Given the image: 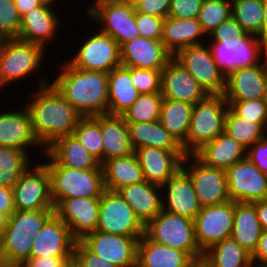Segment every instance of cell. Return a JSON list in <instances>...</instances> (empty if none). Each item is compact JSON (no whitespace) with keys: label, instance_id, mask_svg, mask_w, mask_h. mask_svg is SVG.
<instances>
[{"label":"cell","instance_id":"obj_1","mask_svg":"<svg viewBox=\"0 0 267 267\" xmlns=\"http://www.w3.org/2000/svg\"><path fill=\"white\" fill-rule=\"evenodd\" d=\"M46 81L40 78L34 98L25 104L33 133L44 149L62 136L73 135L82 118L58 90Z\"/></svg>","mask_w":267,"mask_h":267},{"label":"cell","instance_id":"obj_2","mask_svg":"<svg viewBox=\"0 0 267 267\" xmlns=\"http://www.w3.org/2000/svg\"><path fill=\"white\" fill-rule=\"evenodd\" d=\"M66 61L50 83L82 117L108 114V73L82 70Z\"/></svg>","mask_w":267,"mask_h":267},{"label":"cell","instance_id":"obj_3","mask_svg":"<svg viewBox=\"0 0 267 267\" xmlns=\"http://www.w3.org/2000/svg\"><path fill=\"white\" fill-rule=\"evenodd\" d=\"M42 163L50 175L51 198L54 206L62 199L101 197L106 190L102 169L80 170L59 165L46 151Z\"/></svg>","mask_w":267,"mask_h":267},{"label":"cell","instance_id":"obj_4","mask_svg":"<svg viewBox=\"0 0 267 267\" xmlns=\"http://www.w3.org/2000/svg\"><path fill=\"white\" fill-rule=\"evenodd\" d=\"M228 107L223 94H208L194 105L187 140L182 144L186 155L224 133Z\"/></svg>","mask_w":267,"mask_h":267},{"label":"cell","instance_id":"obj_5","mask_svg":"<svg viewBox=\"0 0 267 267\" xmlns=\"http://www.w3.org/2000/svg\"><path fill=\"white\" fill-rule=\"evenodd\" d=\"M209 41L207 45L216 66L226 77L237 69L260 64L267 57V47L253 34Z\"/></svg>","mask_w":267,"mask_h":267},{"label":"cell","instance_id":"obj_6","mask_svg":"<svg viewBox=\"0 0 267 267\" xmlns=\"http://www.w3.org/2000/svg\"><path fill=\"white\" fill-rule=\"evenodd\" d=\"M150 240L188 253L195 261L203 258L195 240L194 220L162 210L145 225Z\"/></svg>","mask_w":267,"mask_h":267},{"label":"cell","instance_id":"obj_7","mask_svg":"<svg viewBox=\"0 0 267 267\" xmlns=\"http://www.w3.org/2000/svg\"><path fill=\"white\" fill-rule=\"evenodd\" d=\"M45 48L16 38L0 39V89L38 72Z\"/></svg>","mask_w":267,"mask_h":267},{"label":"cell","instance_id":"obj_8","mask_svg":"<svg viewBox=\"0 0 267 267\" xmlns=\"http://www.w3.org/2000/svg\"><path fill=\"white\" fill-rule=\"evenodd\" d=\"M93 4L87 8L86 14L119 46L140 36L135 23V7L122 0H95Z\"/></svg>","mask_w":267,"mask_h":267},{"label":"cell","instance_id":"obj_9","mask_svg":"<svg viewBox=\"0 0 267 267\" xmlns=\"http://www.w3.org/2000/svg\"><path fill=\"white\" fill-rule=\"evenodd\" d=\"M97 230L109 234L142 237L145 225L117 191L105 190L100 197Z\"/></svg>","mask_w":267,"mask_h":267},{"label":"cell","instance_id":"obj_10","mask_svg":"<svg viewBox=\"0 0 267 267\" xmlns=\"http://www.w3.org/2000/svg\"><path fill=\"white\" fill-rule=\"evenodd\" d=\"M234 225V201L204 206L194 218L195 240L205 253L215 244L230 238Z\"/></svg>","mask_w":267,"mask_h":267},{"label":"cell","instance_id":"obj_11","mask_svg":"<svg viewBox=\"0 0 267 267\" xmlns=\"http://www.w3.org/2000/svg\"><path fill=\"white\" fill-rule=\"evenodd\" d=\"M34 166L30 165L12 188L15 210L55 209L49 171L42 162Z\"/></svg>","mask_w":267,"mask_h":267},{"label":"cell","instance_id":"obj_12","mask_svg":"<svg viewBox=\"0 0 267 267\" xmlns=\"http://www.w3.org/2000/svg\"><path fill=\"white\" fill-rule=\"evenodd\" d=\"M181 168L191 179L202 207L230 201L225 170L208 167L194 155H186Z\"/></svg>","mask_w":267,"mask_h":267},{"label":"cell","instance_id":"obj_13","mask_svg":"<svg viewBox=\"0 0 267 267\" xmlns=\"http://www.w3.org/2000/svg\"><path fill=\"white\" fill-rule=\"evenodd\" d=\"M173 58L195 78L207 94H224L226 76L216 66L206 43L185 47Z\"/></svg>","mask_w":267,"mask_h":267},{"label":"cell","instance_id":"obj_14","mask_svg":"<svg viewBox=\"0 0 267 267\" xmlns=\"http://www.w3.org/2000/svg\"><path fill=\"white\" fill-rule=\"evenodd\" d=\"M85 40L69 59L74 67L109 73L121 65L120 46L110 35L98 30Z\"/></svg>","mask_w":267,"mask_h":267},{"label":"cell","instance_id":"obj_15","mask_svg":"<svg viewBox=\"0 0 267 267\" xmlns=\"http://www.w3.org/2000/svg\"><path fill=\"white\" fill-rule=\"evenodd\" d=\"M231 201L249 202L267 199V174L247 157L225 170Z\"/></svg>","mask_w":267,"mask_h":267},{"label":"cell","instance_id":"obj_16","mask_svg":"<svg viewBox=\"0 0 267 267\" xmlns=\"http://www.w3.org/2000/svg\"><path fill=\"white\" fill-rule=\"evenodd\" d=\"M140 238L96 230L81 241L93 253L117 267H137V245Z\"/></svg>","mask_w":267,"mask_h":267},{"label":"cell","instance_id":"obj_17","mask_svg":"<svg viewBox=\"0 0 267 267\" xmlns=\"http://www.w3.org/2000/svg\"><path fill=\"white\" fill-rule=\"evenodd\" d=\"M100 197L62 199L54 213L69 227L72 237L82 240L97 230Z\"/></svg>","mask_w":267,"mask_h":267},{"label":"cell","instance_id":"obj_18","mask_svg":"<svg viewBox=\"0 0 267 267\" xmlns=\"http://www.w3.org/2000/svg\"><path fill=\"white\" fill-rule=\"evenodd\" d=\"M267 94V57L257 65L231 72L226 77V100H260Z\"/></svg>","mask_w":267,"mask_h":267},{"label":"cell","instance_id":"obj_19","mask_svg":"<svg viewBox=\"0 0 267 267\" xmlns=\"http://www.w3.org/2000/svg\"><path fill=\"white\" fill-rule=\"evenodd\" d=\"M120 57L125 67L163 70L173 55L162 41L139 36L120 46Z\"/></svg>","mask_w":267,"mask_h":267},{"label":"cell","instance_id":"obj_20","mask_svg":"<svg viewBox=\"0 0 267 267\" xmlns=\"http://www.w3.org/2000/svg\"><path fill=\"white\" fill-rule=\"evenodd\" d=\"M134 152L143 170L144 179L161 187L181 168L186 157L185 151L155 147H142Z\"/></svg>","mask_w":267,"mask_h":267},{"label":"cell","instance_id":"obj_21","mask_svg":"<svg viewBox=\"0 0 267 267\" xmlns=\"http://www.w3.org/2000/svg\"><path fill=\"white\" fill-rule=\"evenodd\" d=\"M161 93L164 99L192 105L208 95L195 78L174 58L162 70Z\"/></svg>","mask_w":267,"mask_h":267},{"label":"cell","instance_id":"obj_22","mask_svg":"<svg viewBox=\"0 0 267 267\" xmlns=\"http://www.w3.org/2000/svg\"><path fill=\"white\" fill-rule=\"evenodd\" d=\"M75 242L69 227L54 213L33 239L30 257L73 256Z\"/></svg>","mask_w":267,"mask_h":267},{"label":"cell","instance_id":"obj_23","mask_svg":"<svg viewBox=\"0 0 267 267\" xmlns=\"http://www.w3.org/2000/svg\"><path fill=\"white\" fill-rule=\"evenodd\" d=\"M166 196L162 197L163 210L190 219L202 209L188 174L180 168L162 187ZM164 189V190H163Z\"/></svg>","mask_w":267,"mask_h":267},{"label":"cell","instance_id":"obj_24","mask_svg":"<svg viewBox=\"0 0 267 267\" xmlns=\"http://www.w3.org/2000/svg\"><path fill=\"white\" fill-rule=\"evenodd\" d=\"M0 146L19 149L28 155H31L29 148L34 146L45 151L33 133L26 106L22 110L0 112Z\"/></svg>","mask_w":267,"mask_h":267},{"label":"cell","instance_id":"obj_25","mask_svg":"<svg viewBox=\"0 0 267 267\" xmlns=\"http://www.w3.org/2000/svg\"><path fill=\"white\" fill-rule=\"evenodd\" d=\"M54 8L42 4L33 8L21 17V27L16 39L34 43L47 47L48 43L53 41L58 34L60 21L59 14L53 10ZM60 22V23H59Z\"/></svg>","mask_w":267,"mask_h":267},{"label":"cell","instance_id":"obj_26","mask_svg":"<svg viewBox=\"0 0 267 267\" xmlns=\"http://www.w3.org/2000/svg\"><path fill=\"white\" fill-rule=\"evenodd\" d=\"M161 190V186L144 180L132 185H125L117 192L133 209L140 221L146 225L163 210L161 197L163 191Z\"/></svg>","mask_w":267,"mask_h":267},{"label":"cell","instance_id":"obj_27","mask_svg":"<svg viewBox=\"0 0 267 267\" xmlns=\"http://www.w3.org/2000/svg\"><path fill=\"white\" fill-rule=\"evenodd\" d=\"M247 149L226 133L218 135L193 155L204 165L226 170L246 158Z\"/></svg>","mask_w":267,"mask_h":267},{"label":"cell","instance_id":"obj_28","mask_svg":"<svg viewBox=\"0 0 267 267\" xmlns=\"http://www.w3.org/2000/svg\"><path fill=\"white\" fill-rule=\"evenodd\" d=\"M194 262L188 253L159 244L145 234L138 240L137 267H190Z\"/></svg>","mask_w":267,"mask_h":267},{"label":"cell","instance_id":"obj_29","mask_svg":"<svg viewBox=\"0 0 267 267\" xmlns=\"http://www.w3.org/2000/svg\"><path fill=\"white\" fill-rule=\"evenodd\" d=\"M204 33L197 18L179 19L167 16L163 22L162 42L174 56L179 50L203 44Z\"/></svg>","mask_w":267,"mask_h":267},{"label":"cell","instance_id":"obj_30","mask_svg":"<svg viewBox=\"0 0 267 267\" xmlns=\"http://www.w3.org/2000/svg\"><path fill=\"white\" fill-rule=\"evenodd\" d=\"M103 137L102 164L113 158L134 153L130 142L127 122L121 115H101Z\"/></svg>","mask_w":267,"mask_h":267},{"label":"cell","instance_id":"obj_31","mask_svg":"<svg viewBox=\"0 0 267 267\" xmlns=\"http://www.w3.org/2000/svg\"><path fill=\"white\" fill-rule=\"evenodd\" d=\"M45 151L59 164L73 169H102L100 162L92 156L74 135L62 136Z\"/></svg>","mask_w":267,"mask_h":267},{"label":"cell","instance_id":"obj_32","mask_svg":"<svg viewBox=\"0 0 267 267\" xmlns=\"http://www.w3.org/2000/svg\"><path fill=\"white\" fill-rule=\"evenodd\" d=\"M139 95L131 79V67L120 65L108 73V114L122 115Z\"/></svg>","mask_w":267,"mask_h":267},{"label":"cell","instance_id":"obj_33","mask_svg":"<svg viewBox=\"0 0 267 267\" xmlns=\"http://www.w3.org/2000/svg\"><path fill=\"white\" fill-rule=\"evenodd\" d=\"M262 231L255 204L234 201V225L231 238L252 255Z\"/></svg>","mask_w":267,"mask_h":267},{"label":"cell","instance_id":"obj_34","mask_svg":"<svg viewBox=\"0 0 267 267\" xmlns=\"http://www.w3.org/2000/svg\"><path fill=\"white\" fill-rule=\"evenodd\" d=\"M130 142L134 149L155 147L170 151H184L182 145L168 132L159 120L127 123Z\"/></svg>","mask_w":267,"mask_h":267},{"label":"cell","instance_id":"obj_35","mask_svg":"<svg viewBox=\"0 0 267 267\" xmlns=\"http://www.w3.org/2000/svg\"><path fill=\"white\" fill-rule=\"evenodd\" d=\"M101 167L104 186L109 191H117L125 185H132L145 180L135 152L105 161Z\"/></svg>","mask_w":267,"mask_h":267},{"label":"cell","instance_id":"obj_36","mask_svg":"<svg viewBox=\"0 0 267 267\" xmlns=\"http://www.w3.org/2000/svg\"><path fill=\"white\" fill-rule=\"evenodd\" d=\"M202 259L209 267H254L251 254L231 237L209 248Z\"/></svg>","mask_w":267,"mask_h":267},{"label":"cell","instance_id":"obj_37","mask_svg":"<svg viewBox=\"0 0 267 267\" xmlns=\"http://www.w3.org/2000/svg\"><path fill=\"white\" fill-rule=\"evenodd\" d=\"M194 105L163 99L160 123L182 145L187 140Z\"/></svg>","mask_w":267,"mask_h":267},{"label":"cell","instance_id":"obj_38","mask_svg":"<svg viewBox=\"0 0 267 267\" xmlns=\"http://www.w3.org/2000/svg\"><path fill=\"white\" fill-rule=\"evenodd\" d=\"M29 157L19 149L0 146V185L13 188L33 162Z\"/></svg>","mask_w":267,"mask_h":267},{"label":"cell","instance_id":"obj_39","mask_svg":"<svg viewBox=\"0 0 267 267\" xmlns=\"http://www.w3.org/2000/svg\"><path fill=\"white\" fill-rule=\"evenodd\" d=\"M224 133L248 149L266 135V130L258 122L237 116L228 107Z\"/></svg>","mask_w":267,"mask_h":267},{"label":"cell","instance_id":"obj_40","mask_svg":"<svg viewBox=\"0 0 267 267\" xmlns=\"http://www.w3.org/2000/svg\"><path fill=\"white\" fill-rule=\"evenodd\" d=\"M162 93L140 94L121 115L127 123L152 122L160 119Z\"/></svg>","mask_w":267,"mask_h":267},{"label":"cell","instance_id":"obj_41","mask_svg":"<svg viewBox=\"0 0 267 267\" xmlns=\"http://www.w3.org/2000/svg\"><path fill=\"white\" fill-rule=\"evenodd\" d=\"M264 0H231V14L249 34L256 35L263 22Z\"/></svg>","mask_w":267,"mask_h":267},{"label":"cell","instance_id":"obj_42","mask_svg":"<svg viewBox=\"0 0 267 267\" xmlns=\"http://www.w3.org/2000/svg\"><path fill=\"white\" fill-rule=\"evenodd\" d=\"M55 209L16 210L8 218V223L3 232H21L30 234L34 239L44 223L54 214Z\"/></svg>","mask_w":267,"mask_h":267},{"label":"cell","instance_id":"obj_43","mask_svg":"<svg viewBox=\"0 0 267 267\" xmlns=\"http://www.w3.org/2000/svg\"><path fill=\"white\" fill-rule=\"evenodd\" d=\"M73 135L102 165L103 137L101 133V115L96 117H82Z\"/></svg>","mask_w":267,"mask_h":267},{"label":"cell","instance_id":"obj_44","mask_svg":"<svg viewBox=\"0 0 267 267\" xmlns=\"http://www.w3.org/2000/svg\"><path fill=\"white\" fill-rule=\"evenodd\" d=\"M5 267L23 264L31 254L33 238L21 232L2 233Z\"/></svg>","mask_w":267,"mask_h":267},{"label":"cell","instance_id":"obj_45","mask_svg":"<svg viewBox=\"0 0 267 267\" xmlns=\"http://www.w3.org/2000/svg\"><path fill=\"white\" fill-rule=\"evenodd\" d=\"M230 17L231 0H203L197 19L208 37L220 23Z\"/></svg>","mask_w":267,"mask_h":267},{"label":"cell","instance_id":"obj_46","mask_svg":"<svg viewBox=\"0 0 267 267\" xmlns=\"http://www.w3.org/2000/svg\"><path fill=\"white\" fill-rule=\"evenodd\" d=\"M229 108L239 117L258 122L264 129L267 125V106L265 99L226 100Z\"/></svg>","mask_w":267,"mask_h":267},{"label":"cell","instance_id":"obj_47","mask_svg":"<svg viewBox=\"0 0 267 267\" xmlns=\"http://www.w3.org/2000/svg\"><path fill=\"white\" fill-rule=\"evenodd\" d=\"M21 27V16L14 0H0V39L17 38Z\"/></svg>","mask_w":267,"mask_h":267},{"label":"cell","instance_id":"obj_48","mask_svg":"<svg viewBox=\"0 0 267 267\" xmlns=\"http://www.w3.org/2000/svg\"><path fill=\"white\" fill-rule=\"evenodd\" d=\"M131 79L140 94L161 93L162 70L131 67Z\"/></svg>","mask_w":267,"mask_h":267},{"label":"cell","instance_id":"obj_49","mask_svg":"<svg viewBox=\"0 0 267 267\" xmlns=\"http://www.w3.org/2000/svg\"><path fill=\"white\" fill-rule=\"evenodd\" d=\"M164 18L135 12L136 28L140 36L152 40H162Z\"/></svg>","mask_w":267,"mask_h":267},{"label":"cell","instance_id":"obj_50","mask_svg":"<svg viewBox=\"0 0 267 267\" xmlns=\"http://www.w3.org/2000/svg\"><path fill=\"white\" fill-rule=\"evenodd\" d=\"M73 258L83 267H117L93 253L81 240L75 242Z\"/></svg>","mask_w":267,"mask_h":267},{"label":"cell","instance_id":"obj_51","mask_svg":"<svg viewBox=\"0 0 267 267\" xmlns=\"http://www.w3.org/2000/svg\"><path fill=\"white\" fill-rule=\"evenodd\" d=\"M203 0H171L168 16L179 19L198 18Z\"/></svg>","mask_w":267,"mask_h":267},{"label":"cell","instance_id":"obj_52","mask_svg":"<svg viewBox=\"0 0 267 267\" xmlns=\"http://www.w3.org/2000/svg\"><path fill=\"white\" fill-rule=\"evenodd\" d=\"M247 32L235 21L233 17L220 23L208 36L210 39L243 38Z\"/></svg>","mask_w":267,"mask_h":267},{"label":"cell","instance_id":"obj_53","mask_svg":"<svg viewBox=\"0 0 267 267\" xmlns=\"http://www.w3.org/2000/svg\"><path fill=\"white\" fill-rule=\"evenodd\" d=\"M246 157L262 172L267 174V135L256 141L246 151Z\"/></svg>","mask_w":267,"mask_h":267},{"label":"cell","instance_id":"obj_54","mask_svg":"<svg viewBox=\"0 0 267 267\" xmlns=\"http://www.w3.org/2000/svg\"><path fill=\"white\" fill-rule=\"evenodd\" d=\"M171 6V0H143L136 7V12L166 18Z\"/></svg>","mask_w":267,"mask_h":267},{"label":"cell","instance_id":"obj_55","mask_svg":"<svg viewBox=\"0 0 267 267\" xmlns=\"http://www.w3.org/2000/svg\"><path fill=\"white\" fill-rule=\"evenodd\" d=\"M73 256H41L29 257L23 265L25 267H67Z\"/></svg>","mask_w":267,"mask_h":267},{"label":"cell","instance_id":"obj_56","mask_svg":"<svg viewBox=\"0 0 267 267\" xmlns=\"http://www.w3.org/2000/svg\"><path fill=\"white\" fill-rule=\"evenodd\" d=\"M251 258L254 267H267V230L262 231Z\"/></svg>","mask_w":267,"mask_h":267},{"label":"cell","instance_id":"obj_57","mask_svg":"<svg viewBox=\"0 0 267 267\" xmlns=\"http://www.w3.org/2000/svg\"><path fill=\"white\" fill-rule=\"evenodd\" d=\"M0 211L11 217L15 210L13 189L0 185Z\"/></svg>","mask_w":267,"mask_h":267},{"label":"cell","instance_id":"obj_58","mask_svg":"<svg viewBox=\"0 0 267 267\" xmlns=\"http://www.w3.org/2000/svg\"><path fill=\"white\" fill-rule=\"evenodd\" d=\"M14 3L21 17L33 8L39 7L43 4L40 0H14Z\"/></svg>","mask_w":267,"mask_h":267},{"label":"cell","instance_id":"obj_59","mask_svg":"<svg viewBox=\"0 0 267 267\" xmlns=\"http://www.w3.org/2000/svg\"><path fill=\"white\" fill-rule=\"evenodd\" d=\"M263 230H267V199L253 202Z\"/></svg>","mask_w":267,"mask_h":267},{"label":"cell","instance_id":"obj_60","mask_svg":"<svg viewBox=\"0 0 267 267\" xmlns=\"http://www.w3.org/2000/svg\"><path fill=\"white\" fill-rule=\"evenodd\" d=\"M263 16L260 31L256 34V36L267 47V0H264Z\"/></svg>","mask_w":267,"mask_h":267},{"label":"cell","instance_id":"obj_61","mask_svg":"<svg viewBox=\"0 0 267 267\" xmlns=\"http://www.w3.org/2000/svg\"><path fill=\"white\" fill-rule=\"evenodd\" d=\"M8 216L3 212L0 211V233H3L7 223H8Z\"/></svg>","mask_w":267,"mask_h":267},{"label":"cell","instance_id":"obj_62","mask_svg":"<svg viewBox=\"0 0 267 267\" xmlns=\"http://www.w3.org/2000/svg\"><path fill=\"white\" fill-rule=\"evenodd\" d=\"M0 267H5V258L3 253L2 233H0Z\"/></svg>","mask_w":267,"mask_h":267},{"label":"cell","instance_id":"obj_63","mask_svg":"<svg viewBox=\"0 0 267 267\" xmlns=\"http://www.w3.org/2000/svg\"><path fill=\"white\" fill-rule=\"evenodd\" d=\"M190 267H209L203 259L195 261Z\"/></svg>","mask_w":267,"mask_h":267},{"label":"cell","instance_id":"obj_64","mask_svg":"<svg viewBox=\"0 0 267 267\" xmlns=\"http://www.w3.org/2000/svg\"><path fill=\"white\" fill-rule=\"evenodd\" d=\"M67 267H83L74 258H72L68 263Z\"/></svg>","mask_w":267,"mask_h":267},{"label":"cell","instance_id":"obj_65","mask_svg":"<svg viewBox=\"0 0 267 267\" xmlns=\"http://www.w3.org/2000/svg\"><path fill=\"white\" fill-rule=\"evenodd\" d=\"M122 1L126 2L127 4L133 7H136L143 0H122Z\"/></svg>","mask_w":267,"mask_h":267},{"label":"cell","instance_id":"obj_66","mask_svg":"<svg viewBox=\"0 0 267 267\" xmlns=\"http://www.w3.org/2000/svg\"><path fill=\"white\" fill-rule=\"evenodd\" d=\"M43 4L49 5L51 7H53L52 4H55L57 2H55L56 0H40ZM58 1V0H57Z\"/></svg>","mask_w":267,"mask_h":267},{"label":"cell","instance_id":"obj_67","mask_svg":"<svg viewBox=\"0 0 267 267\" xmlns=\"http://www.w3.org/2000/svg\"><path fill=\"white\" fill-rule=\"evenodd\" d=\"M8 267H25L23 264H17V265H11V266H8Z\"/></svg>","mask_w":267,"mask_h":267},{"label":"cell","instance_id":"obj_68","mask_svg":"<svg viewBox=\"0 0 267 267\" xmlns=\"http://www.w3.org/2000/svg\"><path fill=\"white\" fill-rule=\"evenodd\" d=\"M265 101H266V106H267V94H266V97H265Z\"/></svg>","mask_w":267,"mask_h":267}]
</instances>
